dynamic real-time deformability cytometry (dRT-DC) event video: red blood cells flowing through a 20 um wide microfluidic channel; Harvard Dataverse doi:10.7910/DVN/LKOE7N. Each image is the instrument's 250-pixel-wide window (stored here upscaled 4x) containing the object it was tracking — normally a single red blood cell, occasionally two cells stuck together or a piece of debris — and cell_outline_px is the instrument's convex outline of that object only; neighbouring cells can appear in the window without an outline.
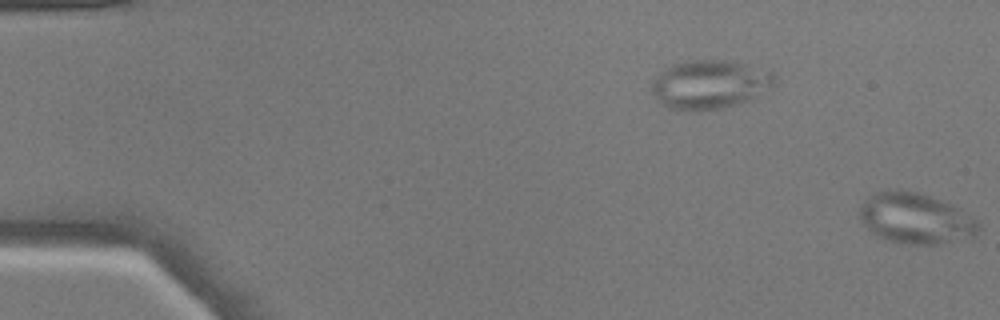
{"species": "common noctule bat (a hibernating species)", "species_latin": "Nyctalus noctula", "temperature_condition": "warm", "stored_images_in_passage": 8, "segment_of_instrument_passage": [2, 2], "camera_frame_rate_fps": 3000, "um_per_image_px": 0.085, "animal": {"sex": "male", "body_mass_g": 17.9}, "frame": {"image": 1, "passage_image": 8, "time_ms": 2.333, "image_size_px": [1000, 320], "cell_outline_px": [[980, 228], [972, 240], [940, 244], [908, 244], [884, 240], [876, 236], [860, 220], [860, 204], [868, 196], [876, 192], [888, 188], [900, 188], [916, 192], [940, 200], [960, 208], [972, 216], [980, 224]], "centroid_in_image_um": [77.84, 18.57], "position_along_channel_um": 7.2, "area_um2": 35.89}}